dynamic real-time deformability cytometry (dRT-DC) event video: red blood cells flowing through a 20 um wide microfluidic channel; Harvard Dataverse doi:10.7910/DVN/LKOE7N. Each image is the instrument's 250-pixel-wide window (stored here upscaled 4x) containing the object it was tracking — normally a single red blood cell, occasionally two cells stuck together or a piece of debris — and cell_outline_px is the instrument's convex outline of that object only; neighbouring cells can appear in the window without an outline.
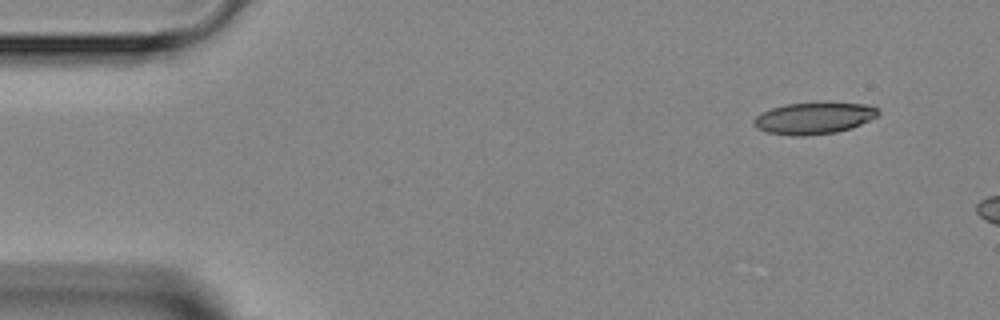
{"species": "Egyptian fruit bat (a non-hibernating species)", "species_latin": "Rousettus aegyptiacus", "temperature_condition": "room temperature", "stored_images_in_passage": 3, "camera_frame_rate_fps": 3000, "um_per_image_px": 0.085, "animal": {"sex": "female"}, "frame": {"image": 1, "passage_image": 1, "time_ms": 0.0, "image_size_px": [1000, 320], "cell_outline_px": [[880, 112], [876, 116], [852, 128], [836, 132], [804, 136], [796, 136], [768, 132], [756, 128], [752, 124], [752, 120], [756, 116], [772, 108], [784, 104], [864, 104], [876, 108]], "centroid_in_image_um": [69.13, 10.07], "position_along_channel_um": 15.9, "area_um2": 22.31}}